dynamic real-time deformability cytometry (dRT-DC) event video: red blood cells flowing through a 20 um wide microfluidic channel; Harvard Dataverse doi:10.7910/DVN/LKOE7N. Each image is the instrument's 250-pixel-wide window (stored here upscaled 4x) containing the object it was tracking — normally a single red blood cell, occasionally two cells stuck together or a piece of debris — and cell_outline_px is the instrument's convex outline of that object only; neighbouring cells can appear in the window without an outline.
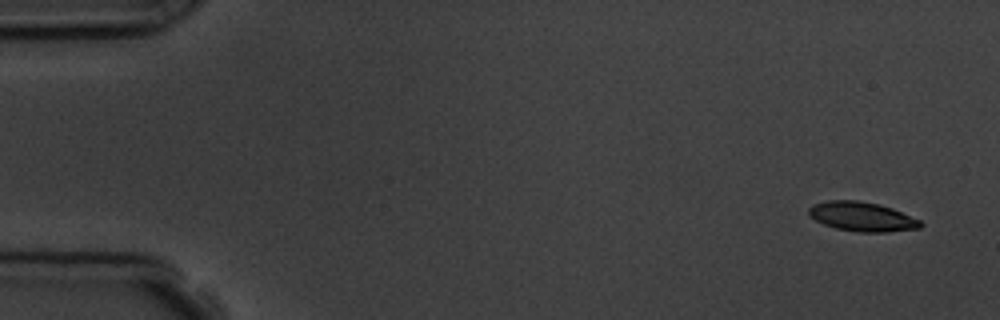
{"species": "common noctule bat (a hibernating species)", "species_latin": "Nyctalus noctula", "temperature_condition": "room temperature", "stored_images_in_passage": 2, "camera_frame_rate_fps": 3000, "um_per_image_px": 0.085, "animal": {"sex": "male", "body_mass_g": 19.5, "forearm_length_mm": 54.6}, "frame": {"image": 1, "passage_image": 1, "time_ms": 0.0, "image_size_px": [1000, 320], "cell_outline_px": [[924, 224], [920, 228], [888, 232], [860, 232], [836, 228], [824, 224], [808, 216], [808, 208], [812, 204], [828, 200], [860, 200], [880, 204], [892, 208], [920, 220]], "centroid_in_image_um": [73.26, 18.4], "position_along_channel_um": 11.7, "area_um2": 19.25}}